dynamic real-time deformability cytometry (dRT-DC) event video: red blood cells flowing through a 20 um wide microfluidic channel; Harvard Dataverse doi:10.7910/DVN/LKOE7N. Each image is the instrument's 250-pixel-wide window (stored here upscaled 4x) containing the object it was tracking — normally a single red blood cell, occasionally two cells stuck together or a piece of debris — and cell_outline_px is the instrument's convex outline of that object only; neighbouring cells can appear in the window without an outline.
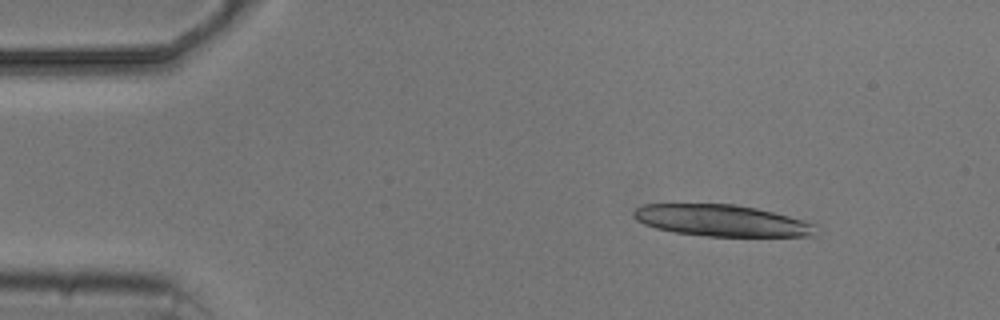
{"species": "common noctule bat (a hibernating species)", "species_latin": "Nyctalus noctula", "temperature_condition": "cold", "stored_images_in_passage": 8, "camera_frame_rate_fps": 3000, "um_per_image_px": 0.085, "animal": {"sex": "male", "body_mass_g": 20.5, "forearm_length_mm": 52.5}, "frame": {"image": 1, "passage_image": 2, "time_ms": 1.333, "image_size_px": [1000, 320], "cell_outline_px": [[820, 236], [708, 236], [676, 232], [656, 228], [644, 224], [636, 220], [632, 216], [632, 212], [636, 208], [644, 204], [732, 204], [756, 208], [804, 220], [816, 224]], "centroid_in_image_um": [61.38, 18.75], "position_along_channel_um": 23.6, "area_um2": 33.52}}
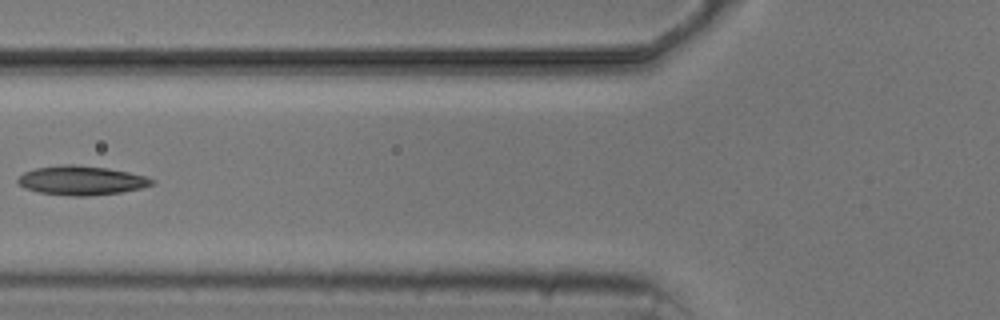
{"frame": {"image": 2, "passage_image": 6, "time_ms": 6.0, "image_size_px": [1000, 320], "cell_outline_px": [[156, 180], [152, 184], [140, 188], [124, 192], [88, 196], [72, 196], [40, 192], [24, 188], [16, 180], [24, 172], [36, 168], [60, 164], [76, 164], [108, 168], [128, 172], [144, 176]], "centroid_in_image_um": [6.92, 15.33], "position_along_channel_um": 118.9, "area_um2": 22.77}}
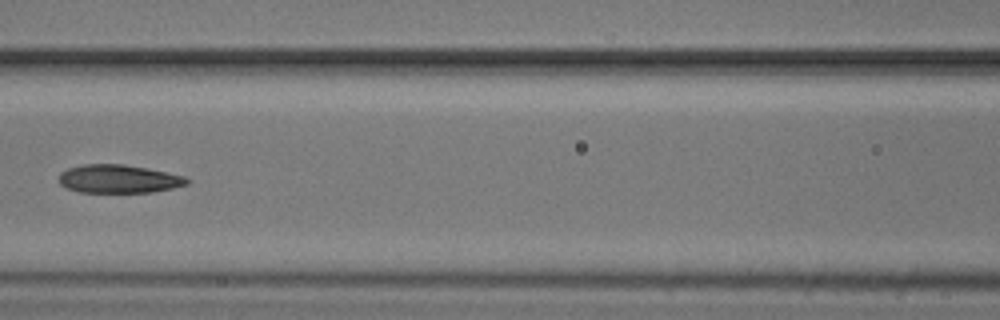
{"frame": {"image": 3, "passage_image": 7, "time_ms": 7.0, "image_size_px": [1000, 320], "cell_outline_px": [[192, 180], [188, 184], [172, 188], [152, 192], [80, 192], [68, 188], [60, 184], [60, 172], [68, 168], [84, 164], [124, 164], [184, 176]], "centroid_in_image_um": [10.09, 15.21], "position_along_channel_um": 156.5, "area_um2": 20.92}}